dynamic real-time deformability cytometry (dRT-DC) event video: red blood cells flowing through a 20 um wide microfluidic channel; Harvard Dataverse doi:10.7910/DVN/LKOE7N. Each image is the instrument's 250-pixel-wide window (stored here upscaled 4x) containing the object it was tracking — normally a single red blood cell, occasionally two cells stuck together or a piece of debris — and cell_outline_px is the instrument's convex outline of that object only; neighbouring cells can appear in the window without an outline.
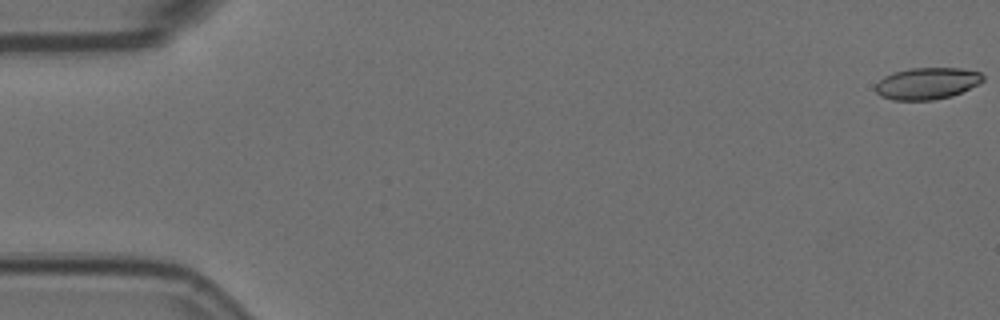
{"species": "Egyptian fruit bat (a non-hibernating species)", "species_latin": "Rousettus aegyptiacus", "temperature_condition": "room temperature", "stored_images_in_passage": 19, "camera_frame_rate_fps": 3000, "um_per_image_px": 0.085, "animal": {"sex": "female"}, "frame": {"image": 1, "passage_image": 1, "time_ms": 0.0, "image_size_px": [1000, 320], "cell_outline_px": [[984, 80], [980, 84], [952, 96], [932, 100], [892, 100], [880, 96], [876, 92], [876, 84], [884, 76], [892, 72], [908, 68], [960, 68], [980, 72], [984, 76]], "centroid_in_image_um": [78.81, 7.09], "position_along_channel_um": 6.2, "area_um2": 20.06}}